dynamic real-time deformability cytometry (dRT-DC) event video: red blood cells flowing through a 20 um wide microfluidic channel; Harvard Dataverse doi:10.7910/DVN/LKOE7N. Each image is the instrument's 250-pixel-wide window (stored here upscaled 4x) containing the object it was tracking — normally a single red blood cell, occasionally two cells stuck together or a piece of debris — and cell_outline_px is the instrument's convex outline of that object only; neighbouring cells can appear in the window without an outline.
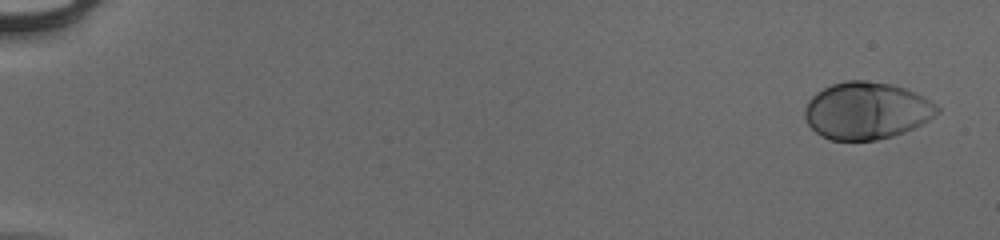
{"species": "human", "species_latin": "Homo sapiens", "temperature_condition": "cold", "stored_images_in_passage": 56, "camera_frame_rate_fps": 3000, "um_per_image_px": 0.085, "donor": {"sex": "male"}, "frame": {"image": 1, "passage_image": 4, "time_ms": 1.0, "image_size_px": [1000, 240], "cell_outline_px": [[916, 124], [900, 132], [888, 136], [872, 140], [832, 140], [816, 132], [808, 124], [808, 104], [820, 92], [836, 84], [852, 80], [856, 80], [884, 84], [900, 88], [916, 96]], "centroid_in_image_um": [73.25, 9.45], "position_along_channel_um": 11.8, "area_um2": 38.32}}
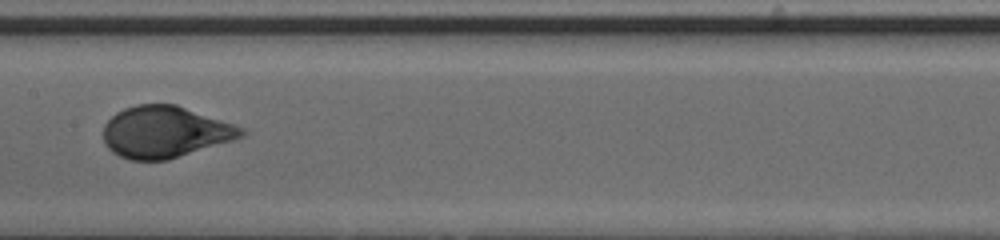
{"frame": {"image": 2, "passage_image": 32, "time_ms": 10.333, "image_size_px": [1000, 240], "cell_outline_px": [[240, 132], [236, 136], [164, 160], [132, 160], [120, 156], [104, 140], [104, 128], [108, 120], [112, 116], [128, 108], [140, 104], [172, 104], [228, 124], [236, 128]], "centroid_in_image_um": [13.82, 11.21], "position_along_channel_um": 193.6, "area_um2": 38.32}}
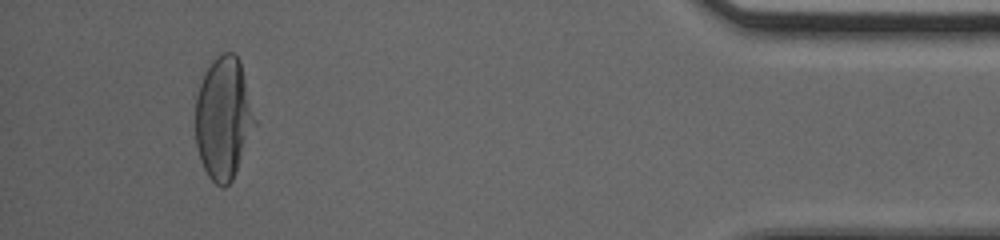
{"frame": {"image": 3, "passage_image": 53, "time_ms": 17.333, "image_size_px": [1000, 240], "cell_outline_px": [[244, 108], [240, 144], [236, 168], [232, 180], [228, 184], [216, 184], [212, 180], [204, 168], [200, 156], [196, 140], [196, 100], [204, 76], [208, 68], [224, 52], [232, 52], [236, 56], [240, 64], [244, 100]], "centroid_in_image_um": [18.74, 10.03], "position_along_channel_um": 416.5, "area_um2": 35.89}, "authors_computed_cell_mechanics": {"area_um2": 37.9746, "velocity_mm_per_s": 3.9316, "shape_relaxation_time_tau1_ms": 3.3431, "shape_relaxation_time_tau2_ms": null, "deformation_change_tau1": 0.1915, "deformation_change_tau2": null}}